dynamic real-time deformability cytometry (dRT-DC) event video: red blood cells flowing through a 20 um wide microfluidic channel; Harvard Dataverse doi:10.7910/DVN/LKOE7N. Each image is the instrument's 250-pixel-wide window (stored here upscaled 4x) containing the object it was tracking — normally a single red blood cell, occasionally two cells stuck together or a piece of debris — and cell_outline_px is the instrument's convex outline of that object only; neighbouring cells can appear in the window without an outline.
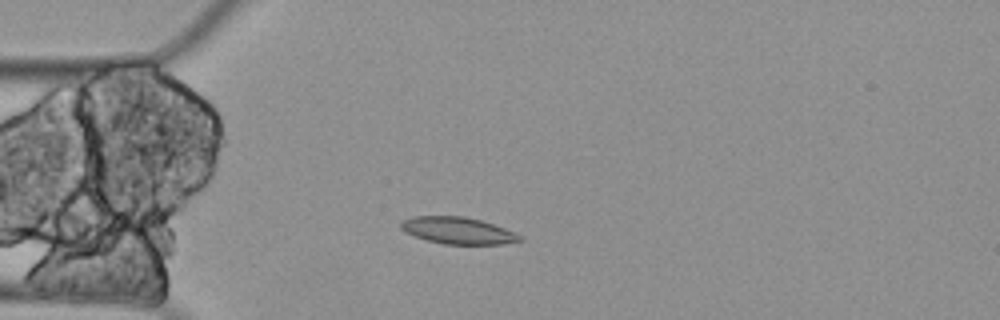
{"species": "Egyptian fruit bat (a non-hibernating species)", "species_latin": "Rousettus aegyptiacus", "temperature_condition": "cold", "stored_images_in_passage": 7, "camera_frame_rate_fps": 3000, "um_per_image_px": 0.085, "animal": {"sex": "female"}, "frame": {"image": 1, "passage_image": 4, "time_ms": 1.0, "image_size_px": [1000, 320], "cell_outline_px": [[524, 240], [504, 244], [444, 244], [428, 240], [404, 232], [400, 228], [400, 220], [412, 216], [464, 216], [480, 220], [516, 232]], "centroid_in_image_um": [38.9, 19.59], "position_along_channel_um": 46.1, "area_um2": 18.61}}
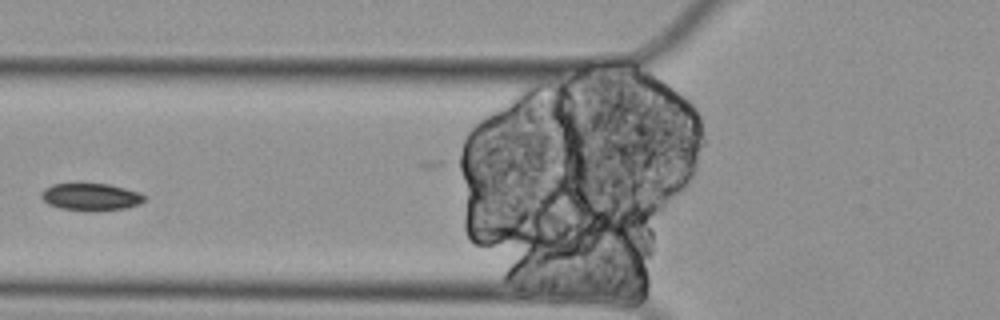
{"frame": {"image": 2, "passage_image": 6, "time_ms": 1.667, "image_size_px": [1000, 320], "cell_outline_px": [[148, 196], [140, 204], [124, 208], [96, 212], [92, 212], [60, 208], [48, 204], [40, 196], [40, 192], [44, 188], [52, 184], [108, 184], [140, 192]], "centroid_in_image_um": [7.73, 16.75], "position_along_channel_um": 118.1, "area_um2": 16.59}}
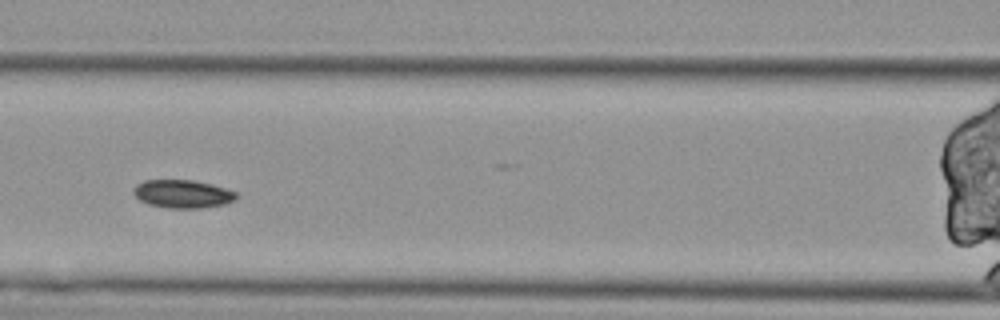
{"frame": {"image": 3, "passage_image": 7, "time_ms": 2.0, "image_size_px": [1000, 320], "cell_outline_px": [[240, 196], [236, 200], [224, 204], [200, 208], [168, 208], [148, 204], [140, 200], [132, 192], [132, 188], [136, 184], [144, 180], [192, 180], [212, 184], [236, 192]], "centroid_in_image_um": [15.52, 16.48], "position_along_channel_um": 151.1, "area_um2": 16.99}}